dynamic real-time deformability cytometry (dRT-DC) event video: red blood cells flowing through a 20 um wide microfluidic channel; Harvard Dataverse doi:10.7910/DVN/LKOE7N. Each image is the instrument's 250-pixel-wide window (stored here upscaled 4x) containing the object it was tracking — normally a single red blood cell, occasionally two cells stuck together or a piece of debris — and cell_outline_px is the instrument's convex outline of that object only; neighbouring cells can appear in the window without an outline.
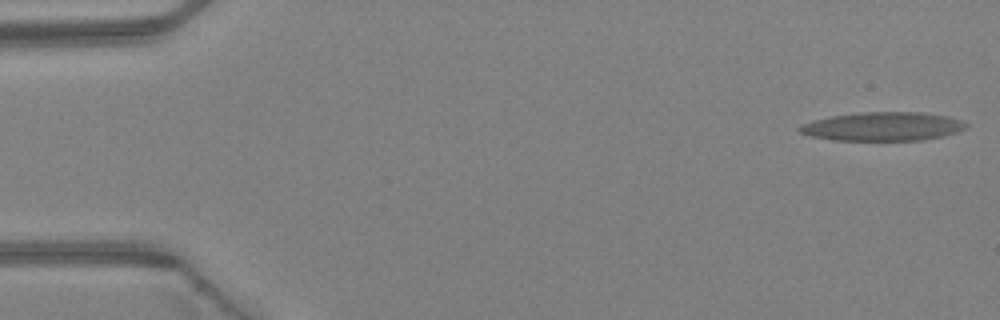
{"species": "Egyptian fruit bat (a non-hibernating species)", "species_latin": "Rousettus aegyptiacus", "temperature_condition": "warm", "stored_images_in_passage": 5, "camera_frame_rate_fps": 3000, "um_per_image_px": 0.085, "animal": {"sex": "female"}, "frame": {"image": 1, "passage_image": 1, "time_ms": 0.0, "image_size_px": [1000, 320], "cell_outline_px": [[968, 128], [944, 136], [924, 140], [836, 140], [812, 136], [800, 132], [796, 128], [800, 124], [812, 120], [832, 116], [864, 112], [920, 112], [948, 116], [960, 120], [968, 124]], "centroid_in_image_um": [75.05, 10.75], "position_along_channel_um": 9.9, "area_um2": 27.86}}
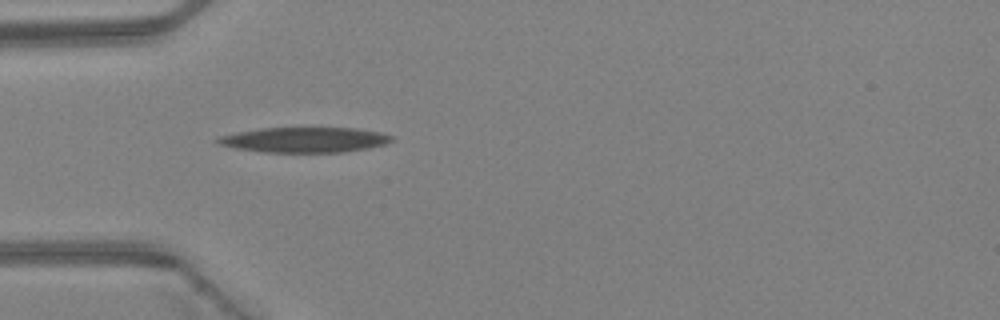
{"frame": {"image": 2, "passage_image": 5, "time_ms": 1.333, "image_size_px": [1000, 320], "cell_outline_px": [[392, 140], [388, 144], [368, 148], [340, 152], [264, 152], [236, 148], [216, 144], [212, 140], [216, 136], [236, 132], [260, 128], [356, 128], [380, 132], [392, 136]], "centroid_in_image_um": [25.82, 11.88], "position_along_channel_um": 59.2, "area_um2": 25.72}}